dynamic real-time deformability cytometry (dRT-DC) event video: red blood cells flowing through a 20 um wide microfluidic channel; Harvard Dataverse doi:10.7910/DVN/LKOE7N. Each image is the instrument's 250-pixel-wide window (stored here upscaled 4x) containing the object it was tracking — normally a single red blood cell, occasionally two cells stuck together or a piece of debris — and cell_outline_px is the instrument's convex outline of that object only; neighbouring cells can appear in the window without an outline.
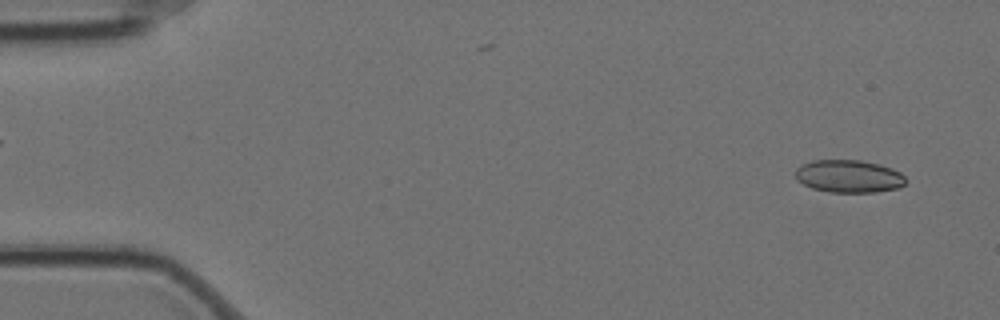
{"species": "Egyptian fruit bat (a non-hibernating species)", "species_latin": "Rousettus aegyptiacus", "temperature_condition": "cold", "stored_images_in_passage": 9, "camera_frame_rate_fps": 3000, "um_per_image_px": 0.085, "animal": {"sex": "female"}, "frame": {"image": 1, "passage_image": 1, "time_ms": 0.0, "image_size_px": [1000, 320], "cell_outline_px": [[908, 180], [900, 188], [876, 192], [828, 192], [812, 188], [796, 180], [796, 168], [800, 164], [812, 160], [860, 160], [880, 164], [892, 168], [900, 172]], "centroid_in_image_um": [72.16, 14.98], "position_along_channel_um": 12.8, "area_um2": 21.27}}
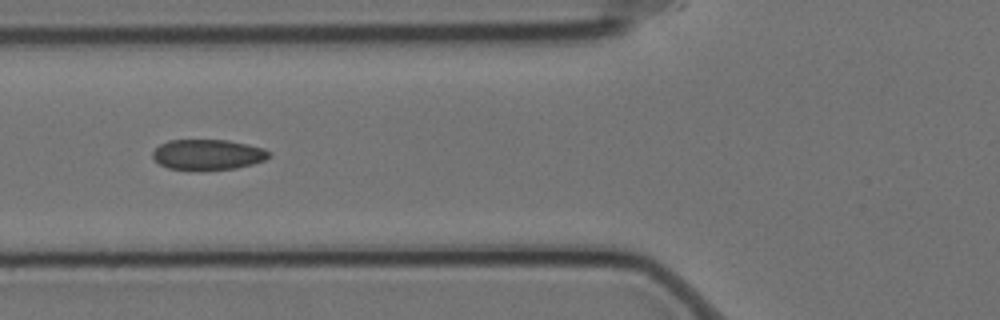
{"frame": {"image": 2, "passage_image": 6, "time_ms": 1.667, "image_size_px": [1000, 320], "cell_outline_px": [[272, 152], [264, 160], [252, 164], [236, 168], [168, 168], [160, 164], [152, 156], [152, 152], [160, 144], [168, 140], [228, 140], [248, 144], [264, 148]], "centroid_in_image_um": [17.68, 13.1], "position_along_channel_um": 108.1, "area_um2": 20.11}}
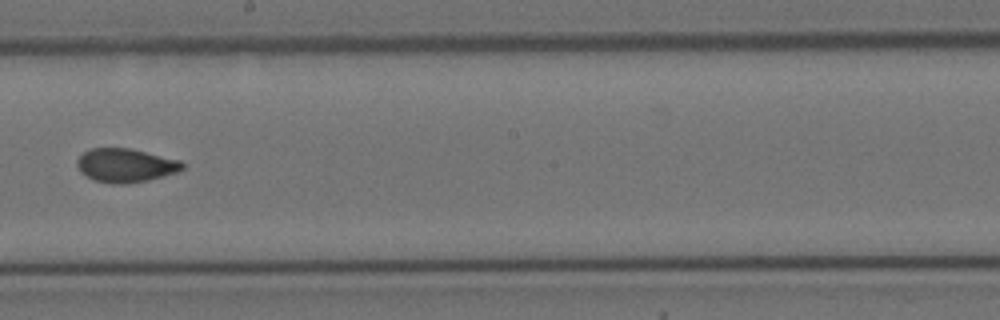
{"frame": {"image": 3, "passage_image": 9, "time_ms": 2.667, "image_size_px": [1000, 320], "cell_outline_px": [[184, 168], [176, 172], [164, 176], [148, 180], [128, 184], [112, 184], [92, 180], [80, 172], [76, 164], [76, 160], [84, 152], [92, 148], [132, 148], [180, 160], [184, 164]], "centroid_in_image_um": [10.66, 14.06], "position_along_channel_um": 237.5, "area_um2": 20.92}}